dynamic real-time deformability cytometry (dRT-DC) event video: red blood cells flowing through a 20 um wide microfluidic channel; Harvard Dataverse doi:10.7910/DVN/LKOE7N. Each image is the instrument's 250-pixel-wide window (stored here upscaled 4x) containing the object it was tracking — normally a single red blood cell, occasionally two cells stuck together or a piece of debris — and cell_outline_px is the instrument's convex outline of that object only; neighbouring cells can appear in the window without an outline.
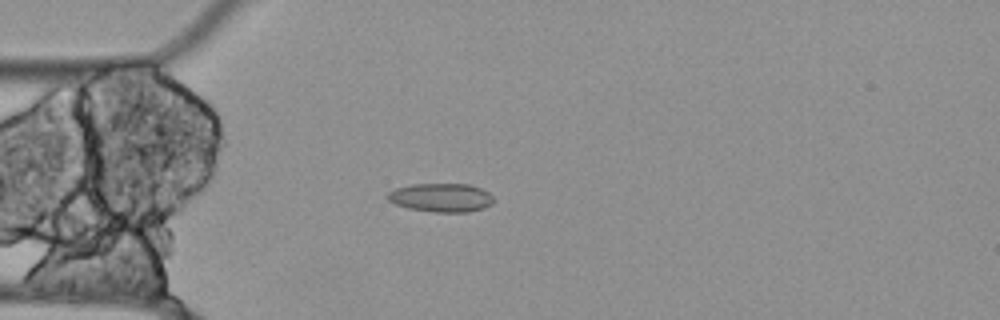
{"species": "Egyptian fruit bat (a non-hibernating species)", "species_latin": "Rousettus aegyptiacus", "temperature_condition": "cold", "stored_images_in_passage": 55, "camera_frame_rate_fps": 3000, "um_per_image_px": 0.085, "animal": {"sex": "female"}, "frame": {"image": 1, "passage_image": 14, "time_ms": 4.333, "image_size_px": [1000, 320], "cell_outline_px": [[492, 204], [484, 208], [468, 212], [436, 212], [408, 208], [396, 204], [388, 200], [384, 196], [388, 192], [396, 188], [412, 184], [468, 184], [480, 188], [488, 192], [492, 196]], "centroid_in_image_um": [37.47, 16.79], "position_along_channel_um": 47.5, "area_um2": 17.69}}
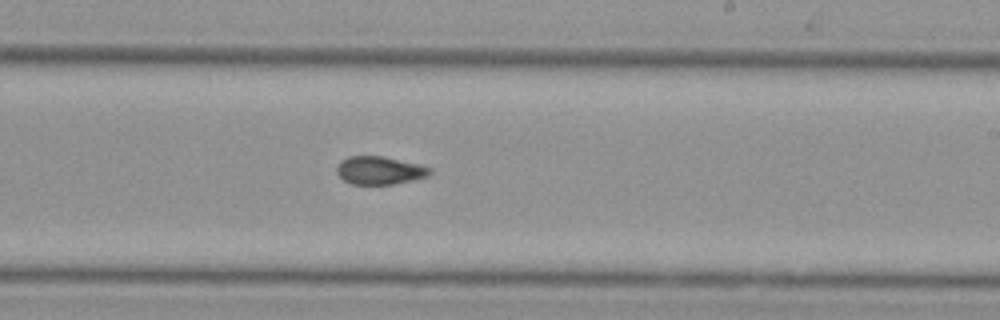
{"frame": {"image": 2, "passage_image": 32, "time_ms": 10.333, "image_size_px": [1000, 320], "cell_outline_px": [[432, 172], [428, 176], [412, 180], [392, 184], [352, 184], [344, 180], [336, 172], [336, 168], [340, 160], [348, 156], [384, 156], [420, 164], [432, 168]], "centroid_in_image_um": [32.27, 14.47], "position_along_channel_um": 256.7, "area_um2": 15.32}}
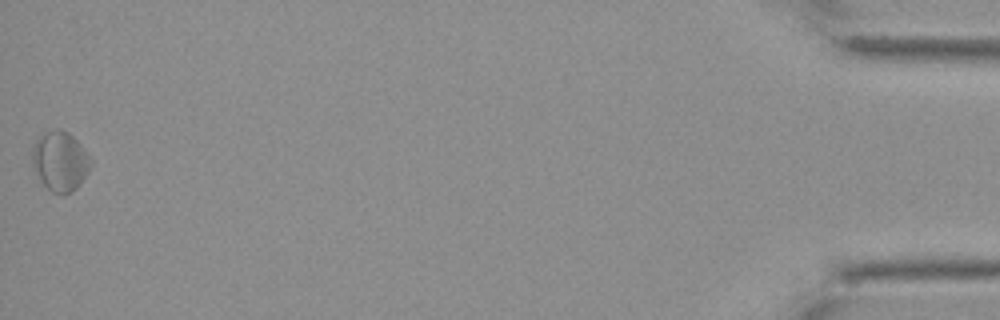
{"frame": {"image": 3, "passage_image": 55, "time_ms": 18.0, "image_size_px": [1000, 320], "cell_outline_px": [[92, 164], [88, 172], [76, 188], [72, 192], [64, 196], [60, 196], [52, 192], [44, 184], [32, 164], [32, 148], [36, 140], [44, 132], [56, 128], [60, 128], [68, 132], [80, 144], [92, 160]], "centroid_in_image_um": [5.12, 13.7], "position_along_channel_um": 430.1, "area_um2": 20.35}, "authors_computed_cell_mechanics": {"area_um2": 16.6464, "velocity_mm_per_s": 3.5106, "shape_relaxation_time_tau1_ms": null, "shape_relaxation_time_tau2_ms": 7.4207, "deformation_change_tau1": null, "deformation_change_tau2": 0.1637}}